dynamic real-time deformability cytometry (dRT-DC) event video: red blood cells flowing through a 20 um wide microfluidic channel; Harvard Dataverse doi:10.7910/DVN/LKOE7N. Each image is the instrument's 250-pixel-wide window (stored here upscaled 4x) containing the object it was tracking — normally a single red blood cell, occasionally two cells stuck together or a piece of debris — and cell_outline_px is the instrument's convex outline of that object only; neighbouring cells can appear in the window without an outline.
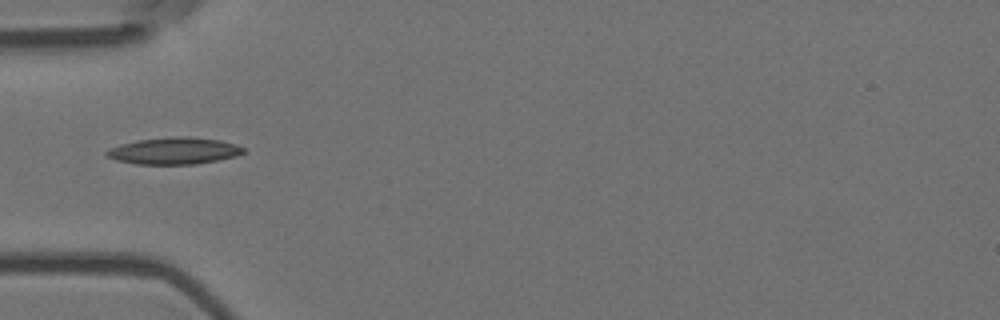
{"species": "Egyptian fruit bat (a non-hibernating species)", "species_latin": "Rousettus aegyptiacus", "temperature_condition": "room temperature", "stored_images_in_passage": 8, "camera_frame_rate_fps": 3000, "um_per_image_px": 0.085, "animal": {"sex": "female"}, "frame": {"image": 1, "passage_image": 6, "time_ms": 1.667, "image_size_px": [1000, 320], "cell_outline_px": [[248, 152], [236, 156], [196, 164], [136, 164], [116, 160], [108, 156], [104, 152], [108, 148], [120, 144], [136, 140], [176, 136], [188, 136], [220, 140], [236, 144], [248, 148]], "centroid_in_image_um": [14.84, 12.81], "position_along_channel_um": 70.2, "area_um2": 21.62}}
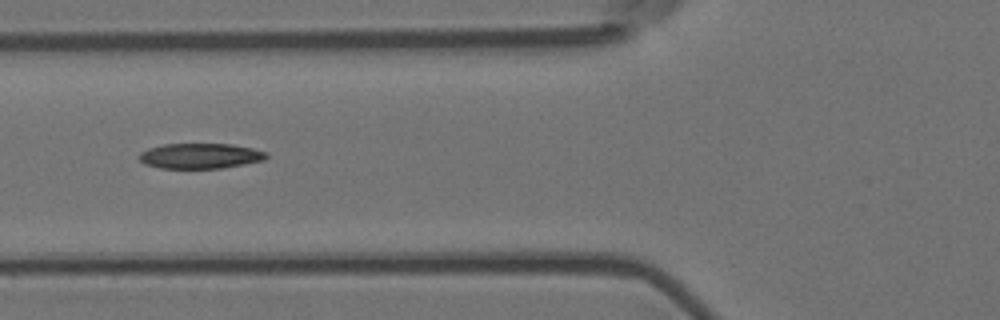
{"frame": {"image": 2, "passage_image": 7, "time_ms": 2.0, "image_size_px": [1000, 320], "cell_outline_px": [[268, 156], [264, 160], [244, 164], [220, 168], [160, 168], [144, 164], [136, 156], [140, 152], [148, 148], [164, 144], [232, 144], [252, 148], [268, 152]], "centroid_in_image_um": [17.0, 13.25], "position_along_channel_um": 108.8, "area_um2": 18.84}}
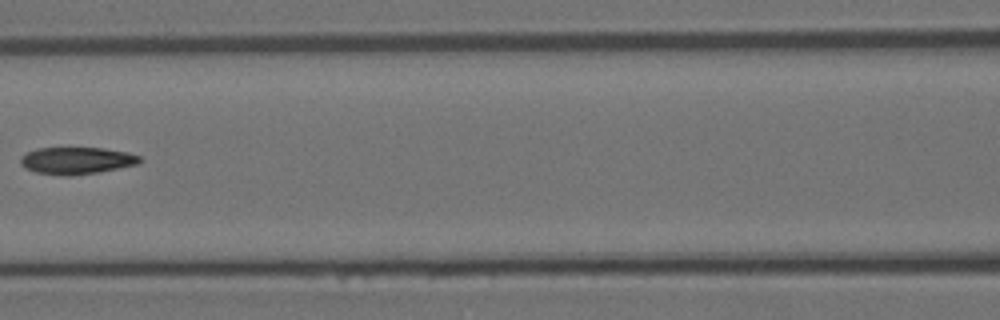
{"frame": {"image": 3, "passage_image": 8, "time_ms": 2.333, "image_size_px": [1000, 320], "cell_outline_px": [[140, 160], [136, 164], [96, 172], [72, 176], [64, 176], [36, 172], [24, 168], [20, 164], [20, 156], [36, 148], [104, 148], [128, 152], [140, 156]], "centroid_in_image_um": [6.45, 13.64], "position_along_channel_um": 160.2, "area_um2": 18.67}}